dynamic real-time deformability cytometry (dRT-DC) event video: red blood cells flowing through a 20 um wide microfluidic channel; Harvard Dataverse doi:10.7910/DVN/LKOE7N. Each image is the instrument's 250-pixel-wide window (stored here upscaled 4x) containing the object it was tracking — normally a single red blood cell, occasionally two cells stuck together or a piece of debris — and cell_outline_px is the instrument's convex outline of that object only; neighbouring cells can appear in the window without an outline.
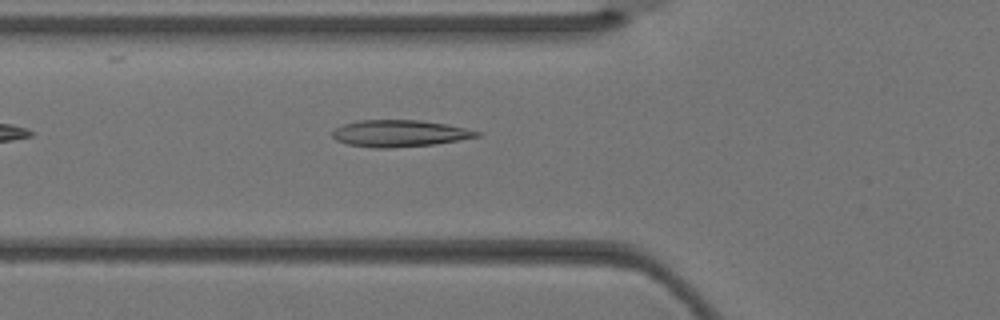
{"species": "Egyptian fruit bat (a non-hibernating species)", "species_latin": "Rousettus aegyptiacus", "temperature_condition": "warm", "stored_images_in_passage": 5, "camera_frame_rate_fps": 3000, "um_per_image_px": 0.085, "animal": {"sex": "female"}, "frame": {"image": 1, "passage_image": 4, "time_ms": 1.0, "image_size_px": [1000, 320], "cell_outline_px": [[480, 136], [432, 144], [388, 148], [372, 148], [348, 144], [336, 140], [332, 136], [332, 132], [336, 128], [344, 124], [356, 120], [420, 120], [448, 124], [480, 132]], "centroid_in_image_um": [33.91, 11.33], "position_along_channel_um": 91.9, "area_um2": 22.31}}